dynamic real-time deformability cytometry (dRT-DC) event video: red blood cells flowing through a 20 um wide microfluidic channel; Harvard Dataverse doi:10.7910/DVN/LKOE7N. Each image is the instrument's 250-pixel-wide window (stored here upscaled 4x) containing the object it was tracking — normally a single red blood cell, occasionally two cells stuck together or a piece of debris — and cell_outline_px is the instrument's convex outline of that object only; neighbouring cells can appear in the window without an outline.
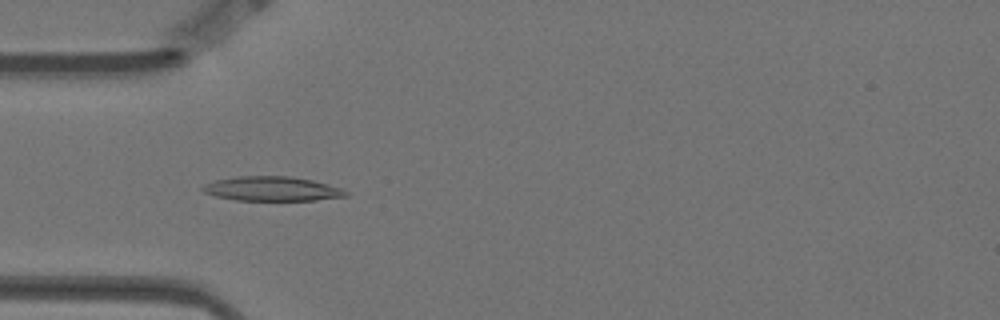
{"species": "Egyptian fruit bat (a non-hibernating species)", "species_latin": "Rousettus aegyptiacus", "temperature_condition": "warm", "stored_images_in_passage": 5, "camera_frame_rate_fps": 3000, "um_per_image_px": 0.085, "animal": {"sex": "female"}, "frame": {"image": 1, "passage_image": 3, "time_ms": 0.667, "image_size_px": [1000, 320], "cell_outline_px": [[348, 196], [316, 200], [236, 200], [216, 196], [204, 192], [200, 188], [204, 184], [216, 180], [236, 176], [292, 176], [312, 180], [344, 188], [348, 192]], "centroid_in_image_um": [23.15, 16.04], "position_along_channel_um": 61.8, "area_um2": 20.46}}
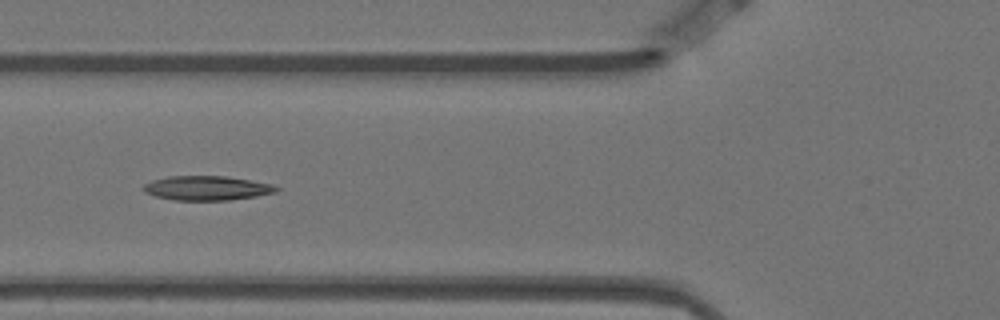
{"frame": {"image": 2, "passage_image": 4, "time_ms": 1.0, "image_size_px": [1000, 320], "cell_outline_px": [[280, 188], [276, 192], [256, 196], [228, 200], [172, 200], [156, 196], [144, 192], [140, 188], [144, 184], [152, 180], [168, 176], [228, 176], [272, 184]], "centroid_in_image_um": [17.55, 15.98], "position_along_channel_um": 108.2, "area_um2": 18.96}}
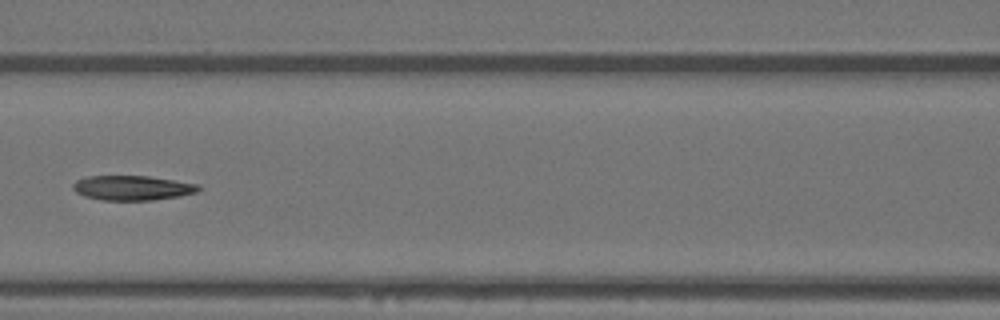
{"frame": {"image": 3, "passage_image": 5, "time_ms": 1.333, "image_size_px": [1000, 320], "cell_outline_px": [[204, 188], [196, 192], [180, 196], [152, 200], [100, 200], [84, 196], [76, 192], [72, 188], [72, 184], [76, 180], [88, 176], [148, 176], [200, 184]], "centroid_in_image_um": [11.27, 15.97], "position_along_channel_um": 155.3, "area_um2": 18.21}}